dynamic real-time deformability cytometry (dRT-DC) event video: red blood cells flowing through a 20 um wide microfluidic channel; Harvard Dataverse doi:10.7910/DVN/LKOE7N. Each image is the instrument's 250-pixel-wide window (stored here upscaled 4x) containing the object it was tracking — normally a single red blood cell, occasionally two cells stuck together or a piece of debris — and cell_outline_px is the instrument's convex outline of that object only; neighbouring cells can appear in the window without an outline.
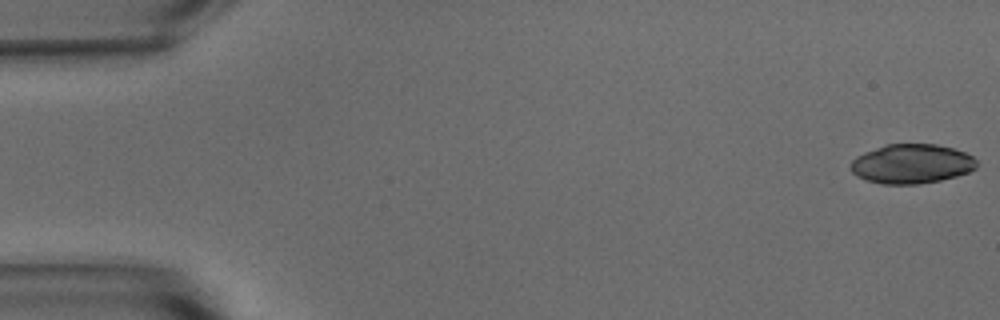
{"species": "common noctule bat (a hibernating species)", "species_latin": "Nyctalus noctula", "temperature_condition": "warm", "stored_images_in_passage": 53, "camera_frame_rate_fps": 3000, "um_per_image_px": 0.085, "animal": {"sex": "male", "body_mass_g": 15.6}, "frame": {"image": 1, "passage_image": 1, "time_ms": 0.0, "image_size_px": [1000, 320], "cell_outline_px": [[976, 168], [968, 172], [956, 176], [940, 180], [920, 184], [880, 184], [856, 176], [852, 172], [848, 164], [856, 156], [864, 152], [884, 144], [936, 144], [952, 148], [964, 152], [972, 156], [976, 160]], "centroid_in_image_um": [77.45, 13.92], "position_along_channel_um": 7.6, "area_um2": 29.07}}